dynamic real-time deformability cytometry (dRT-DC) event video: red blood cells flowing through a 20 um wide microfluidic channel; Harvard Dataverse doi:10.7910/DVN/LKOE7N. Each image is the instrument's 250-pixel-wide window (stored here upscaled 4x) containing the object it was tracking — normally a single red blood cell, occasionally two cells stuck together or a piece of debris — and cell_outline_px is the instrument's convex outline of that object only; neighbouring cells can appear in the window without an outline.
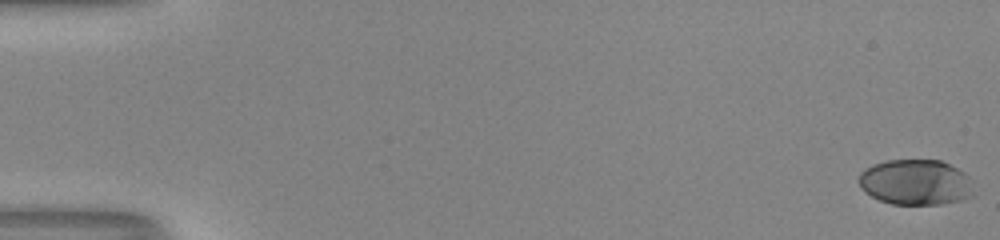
{"species": "human", "species_latin": "Homo sapiens", "temperature_condition": "room temperature", "stored_images_in_passage": 53, "camera_frame_rate_fps": 3000, "um_per_image_px": 0.085, "donor": {"sex": "male"}, "frame": {"image": 1, "passage_image": 1, "time_ms": 0.0, "image_size_px": [1000, 240], "cell_outline_px": [[972, 196], [960, 200], [940, 204], [892, 204], [880, 200], [864, 192], [860, 188], [856, 180], [860, 172], [864, 168], [872, 164], [888, 160], [940, 160], [964, 172], [968, 176]], "centroid_in_image_um": [77.74, 15.48], "position_along_channel_um": 7.3, "area_um2": 30.46}}
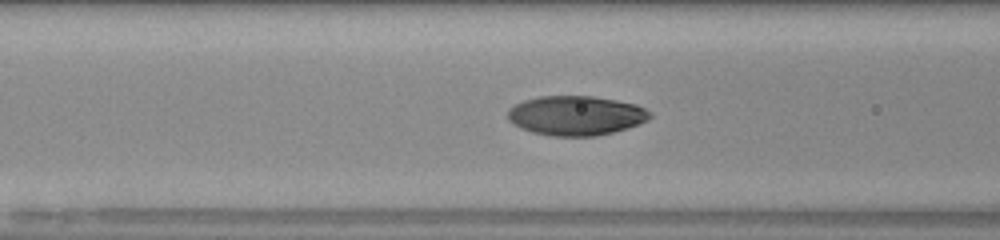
{"frame": {"image": 2, "passage_image": 23, "time_ms": 7.333, "image_size_px": [1000, 240], "cell_outline_px": [[652, 116], [648, 120], [640, 124], [628, 128], [596, 136], [552, 136], [532, 132], [520, 128], [512, 124], [508, 120], [508, 108], [524, 100], [540, 96], [592, 96], [616, 100], [636, 104], [652, 112]], "centroid_in_image_um": [48.96, 9.82], "position_along_channel_um": 117.6, "area_um2": 32.95}}
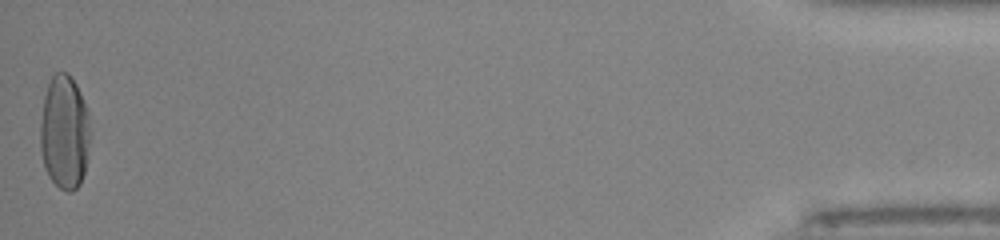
{"frame": {"image": 3, "passage_image": 53, "time_ms": 17.333, "image_size_px": [1000, 240], "cell_outline_px": [[88, 156], [84, 172], [80, 184], [72, 192], [68, 192], [60, 188], [48, 176], [44, 168], [40, 148], [40, 124], [44, 96], [48, 84], [52, 76], [56, 72], [68, 72], [72, 76], [80, 92], [88, 112]], "centroid_in_image_um": [5.46, 11.24], "position_along_channel_um": 429.7, "area_um2": 33.23}, "authors_computed_cell_mechanics": {"area_um2": 32.079, "velocity_mm_per_s": 4.0645, "shape_relaxation_time_tau1_ms": 4.6218, "shape_relaxation_time_tau2_ms": null, "deformation_change_tau1": 0.2297, "deformation_change_tau2": null}}